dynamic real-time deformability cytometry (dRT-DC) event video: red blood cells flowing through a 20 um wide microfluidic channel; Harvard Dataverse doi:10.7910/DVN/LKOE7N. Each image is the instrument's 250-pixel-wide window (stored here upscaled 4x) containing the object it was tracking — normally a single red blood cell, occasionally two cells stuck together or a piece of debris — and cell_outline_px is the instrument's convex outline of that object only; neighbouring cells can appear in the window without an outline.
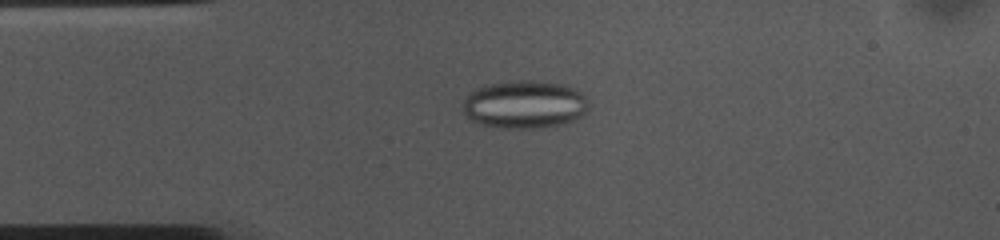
{"species": "common noctule bat (a hibernating species)", "species_latin": "Nyctalus noctula", "temperature_condition": "cold", "stored_images_in_passage": 53, "camera_frame_rate_fps": 3000, "um_per_image_px": 0.085, "animal": {"sex": "female", "body_mass_g": 10.0, "forearm_length_mm": 53.1}, "frame": {"image": 1, "passage_image": 11, "time_ms": 3.333, "image_size_px": [1000, 240], "cell_outline_px": [[584, 112], [580, 116], [564, 124], [536, 128], [504, 128], [480, 124], [472, 120], [464, 112], [464, 100], [468, 92], [492, 84], [516, 80], [544, 80], [564, 84], [576, 88], [584, 96]], "centroid_in_image_um": [44.57, 8.87], "position_along_channel_um": 40.4, "area_um2": 34.8}}
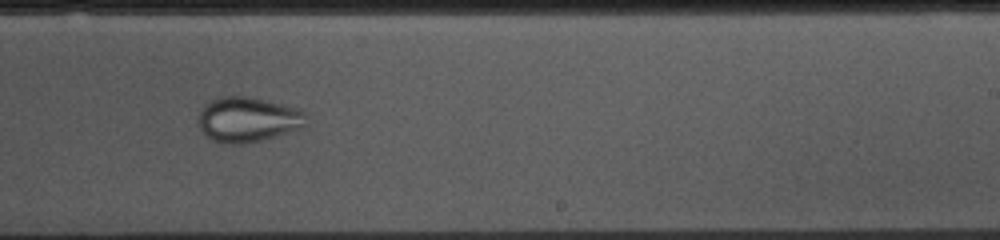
{"frame": {"image": 2, "passage_image": 31, "time_ms": 10.0, "image_size_px": [1000, 240], "cell_outline_px": [[304, 124], [300, 128], [264, 140], [244, 144], [220, 144], [212, 140], [200, 128], [200, 112], [212, 100], [220, 96], [248, 96], [296, 108], [304, 112]], "centroid_in_image_um": [21.05, 10.18], "position_along_channel_um": 268.0, "area_um2": 27.8}}
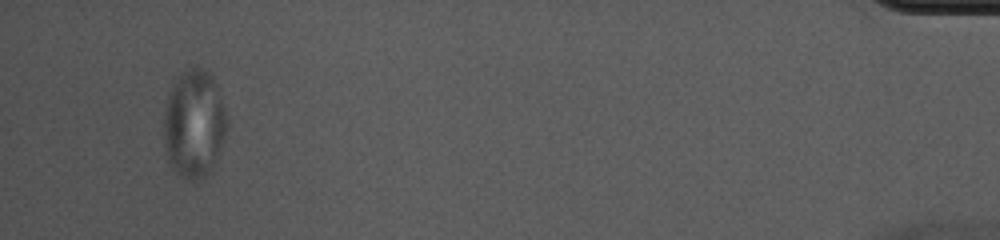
{"frame": {"image": 3, "passage_image": 50, "time_ms": 16.333, "image_size_px": [1000, 240], "cell_outline_px": [[224, 136], [212, 168], [200, 180], [192, 180], [180, 176], [172, 168], [168, 160], [164, 140], [164, 112], [168, 96], [176, 80], [184, 72], [196, 64], [208, 72], [212, 76], [224, 112]], "centroid_in_image_um": [16.45, 10.54], "position_along_channel_um": 418.8, "area_um2": 38.55}}